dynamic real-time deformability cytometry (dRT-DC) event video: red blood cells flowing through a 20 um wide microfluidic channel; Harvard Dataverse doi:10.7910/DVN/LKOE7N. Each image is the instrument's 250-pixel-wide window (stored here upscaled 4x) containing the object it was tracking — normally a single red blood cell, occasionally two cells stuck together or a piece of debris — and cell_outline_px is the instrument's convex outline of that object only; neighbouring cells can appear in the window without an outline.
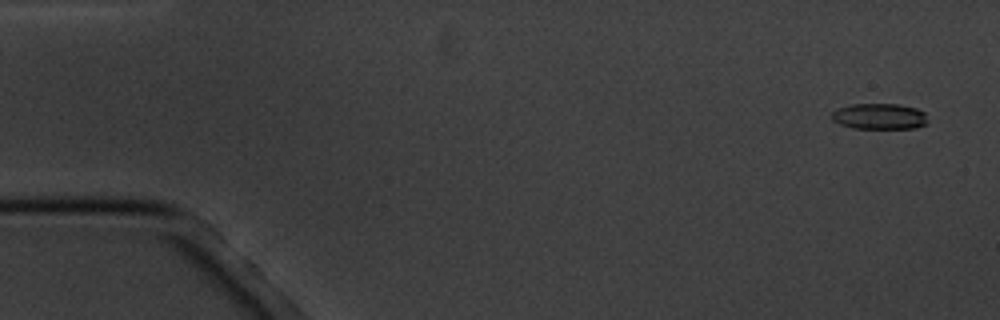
{"species": "common noctule bat (a hibernating species)", "species_latin": "Nyctalus noctula", "temperature_condition": "cold", "stored_images_in_passage": 5, "camera_frame_rate_fps": 3000, "um_per_image_px": 0.085, "animal": {"sex": "male", "body_mass_g": 20.1, "forearm_length_mm": 53.5}, "frame": {"image": 1, "passage_image": 1, "time_ms": 0.0, "image_size_px": [1000, 320], "cell_outline_px": [[928, 124], [916, 128], [852, 128], [840, 124], [832, 120], [832, 112], [840, 108], [852, 104], [900, 104], [916, 108], [924, 112]], "centroid_in_image_um": [74.78, 9.89], "position_along_channel_um": 10.2, "area_um2": 14.45}}